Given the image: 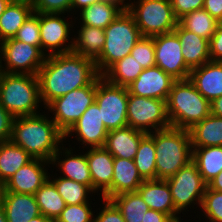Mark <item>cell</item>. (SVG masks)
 I'll list each match as a JSON object with an SVG mask.
<instances>
[{
  "instance_id": "obj_1",
  "label": "cell",
  "mask_w": 222,
  "mask_h": 222,
  "mask_svg": "<svg viewBox=\"0 0 222 222\" xmlns=\"http://www.w3.org/2000/svg\"><path fill=\"white\" fill-rule=\"evenodd\" d=\"M98 75L93 61L73 52L46 56L37 75L41 103L46 108L53 100L89 85Z\"/></svg>"
},
{
  "instance_id": "obj_2",
  "label": "cell",
  "mask_w": 222,
  "mask_h": 222,
  "mask_svg": "<svg viewBox=\"0 0 222 222\" xmlns=\"http://www.w3.org/2000/svg\"><path fill=\"white\" fill-rule=\"evenodd\" d=\"M43 113L14 117L10 140L22 147L32 158L51 161L66 141L50 114H45V110Z\"/></svg>"
},
{
  "instance_id": "obj_3",
  "label": "cell",
  "mask_w": 222,
  "mask_h": 222,
  "mask_svg": "<svg viewBox=\"0 0 222 222\" xmlns=\"http://www.w3.org/2000/svg\"><path fill=\"white\" fill-rule=\"evenodd\" d=\"M0 103L13 117L42 113L38 76L0 71Z\"/></svg>"
},
{
  "instance_id": "obj_4",
  "label": "cell",
  "mask_w": 222,
  "mask_h": 222,
  "mask_svg": "<svg viewBox=\"0 0 222 222\" xmlns=\"http://www.w3.org/2000/svg\"><path fill=\"white\" fill-rule=\"evenodd\" d=\"M171 127L189 130L211 114L210 102L188 79L175 80L166 101Z\"/></svg>"
},
{
  "instance_id": "obj_5",
  "label": "cell",
  "mask_w": 222,
  "mask_h": 222,
  "mask_svg": "<svg viewBox=\"0 0 222 222\" xmlns=\"http://www.w3.org/2000/svg\"><path fill=\"white\" fill-rule=\"evenodd\" d=\"M156 179L166 180L192 161L190 133L169 127L154 131Z\"/></svg>"
},
{
  "instance_id": "obj_6",
  "label": "cell",
  "mask_w": 222,
  "mask_h": 222,
  "mask_svg": "<svg viewBox=\"0 0 222 222\" xmlns=\"http://www.w3.org/2000/svg\"><path fill=\"white\" fill-rule=\"evenodd\" d=\"M105 44L95 62L97 72L103 75L114 63L130 54L142 37L134 17L124 10L105 29Z\"/></svg>"
},
{
  "instance_id": "obj_7",
  "label": "cell",
  "mask_w": 222,
  "mask_h": 222,
  "mask_svg": "<svg viewBox=\"0 0 222 222\" xmlns=\"http://www.w3.org/2000/svg\"><path fill=\"white\" fill-rule=\"evenodd\" d=\"M127 11L134 17L142 37L172 32L179 21L170 0H133Z\"/></svg>"
},
{
  "instance_id": "obj_8",
  "label": "cell",
  "mask_w": 222,
  "mask_h": 222,
  "mask_svg": "<svg viewBox=\"0 0 222 222\" xmlns=\"http://www.w3.org/2000/svg\"><path fill=\"white\" fill-rule=\"evenodd\" d=\"M96 78L87 86L72 90L53 100L45 109L52 113L51 119L65 135L81 115L95 102ZM54 115V116H53Z\"/></svg>"
},
{
  "instance_id": "obj_9",
  "label": "cell",
  "mask_w": 222,
  "mask_h": 222,
  "mask_svg": "<svg viewBox=\"0 0 222 222\" xmlns=\"http://www.w3.org/2000/svg\"><path fill=\"white\" fill-rule=\"evenodd\" d=\"M166 180L171 191L175 209L180 214L182 213L186 216L188 208L197 209L201 207L207 184L203 181L193 161L179 169L173 176ZM195 205L197 207H194Z\"/></svg>"
},
{
  "instance_id": "obj_10",
  "label": "cell",
  "mask_w": 222,
  "mask_h": 222,
  "mask_svg": "<svg viewBox=\"0 0 222 222\" xmlns=\"http://www.w3.org/2000/svg\"><path fill=\"white\" fill-rule=\"evenodd\" d=\"M129 92L127 87L113 85L104 77H96V98L101 120L108 131L128 126L127 102Z\"/></svg>"
},
{
  "instance_id": "obj_11",
  "label": "cell",
  "mask_w": 222,
  "mask_h": 222,
  "mask_svg": "<svg viewBox=\"0 0 222 222\" xmlns=\"http://www.w3.org/2000/svg\"><path fill=\"white\" fill-rule=\"evenodd\" d=\"M45 59L46 55L37 46L14 38L0 43L1 72L38 75Z\"/></svg>"
},
{
  "instance_id": "obj_12",
  "label": "cell",
  "mask_w": 222,
  "mask_h": 222,
  "mask_svg": "<svg viewBox=\"0 0 222 222\" xmlns=\"http://www.w3.org/2000/svg\"><path fill=\"white\" fill-rule=\"evenodd\" d=\"M127 107L128 126L134 129L151 133L171 127L165 100L129 93Z\"/></svg>"
},
{
  "instance_id": "obj_13",
  "label": "cell",
  "mask_w": 222,
  "mask_h": 222,
  "mask_svg": "<svg viewBox=\"0 0 222 222\" xmlns=\"http://www.w3.org/2000/svg\"><path fill=\"white\" fill-rule=\"evenodd\" d=\"M64 15L40 13L41 50L46 56L72 52L73 38L70 36L75 32L72 28L75 29L76 19L73 21L71 16L68 22Z\"/></svg>"
},
{
  "instance_id": "obj_14",
  "label": "cell",
  "mask_w": 222,
  "mask_h": 222,
  "mask_svg": "<svg viewBox=\"0 0 222 222\" xmlns=\"http://www.w3.org/2000/svg\"><path fill=\"white\" fill-rule=\"evenodd\" d=\"M155 65L175 80L188 79L190 69L182 55V45L177 34L172 31L154 36Z\"/></svg>"
},
{
  "instance_id": "obj_15",
  "label": "cell",
  "mask_w": 222,
  "mask_h": 222,
  "mask_svg": "<svg viewBox=\"0 0 222 222\" xmlns=\"http://www.w3.org/2000/svg\"><path fill=\"white\" fill-rule=\"evenodd\" d=\"M108 132L101 120L99 106L94 102L64 135V140L67 141L69 137L73 138L76 135L75 140L81 142L84 149L104 147Z\"/></svg>"
},
{
  "instance_id": "obj_16",
  "label": "cell",
  "mask_w": 222,
  "mask_h": 222,
  "mask_svg": "<svg viewBox=\"0 0 222 222\" xmlns=\"http://www.w3.org/2000/svg\"><path fill=\"white\" fill-rule=\"evenodd\" d=\"M86 151L94 196L97 193L101 197L99 199L110 200L114 157L104 147L88 148Z\"/></svg>"
},
{
  "instance_id": "obj_17",
  "label": "cell",
  "mask_w": 222,
  "mask_h": 222,
  "mask_svg": "<svg viewBox=\"0 0 222 222\" xmlns=\"http://www.w3.org/2000/svg\"><path fill=\"white\" fill-rule=\"evenodd\" d=\"M50 165V161L33 158L4 183L3 192L34 195L49 178Z\"/></svg>"
},
{
  "instance_id": "obj_18",
  "label": "cell",
  "mask_w": 222,
  "mask_h": 222,
  "mask_svg": "<svg viewBox=\"0 0 222 222\" xmlns=\"http://www.w3.org/2000/svg\"><path fill=\"white\" fill-rule=\"evenodd\" d=\"M174 81V78L155 65L144 69L127 89L135 96L167 101Z\"/></svg>"
},
{
  "instance_id": "obj_19",
  "label": "cell",
  "mask_w": 222,
  "mask_h": 222,
  "mask_svg": "<svg viewBox=\"0 0 222 222\" xmlns=\"http://www.w3.org/2000/svg\"><path fill=\"white\" fill-rule=\"evenodd\" d=\"M65 145L66 144H62L60 146L58 151L53 155L50 164L59 169H57L56 172L60 171L59 173L62 174L60 176L87 185L92 190V178L86 153L82 151L77 154L76 151H74L75 148L73 149L70 147V142L68 144L69 147H66Z\"/></svg>"
},
{
  "instance_id": "obj_20",
  "label": "cell",
  "mask_w": 222,
  "mask_h": 222,
  "mask_svg": "<svg viewBox=\"0 0 222 222\" xmlns=\"http://www.w3.org/2000/svg\"><path fill=\"white\" fill-rule=\"evenodd\" d=\"M137 192L149 209L167 214L175 222H183L181 219L183 216L175 209L167 180H144Z\"/></svg>"
},
{
  "instance_id": "obj_21",
  "label": "cell",
  "mask_w": 222,
  "mask_h": 222,
  "mask_svg": "<svg viewBox=\"0 0 222 222\" xmlns=\"http://www.w3.org/2000/svg\"><path fill=\"white\" fill-rule=\"evenodd\" d=\"M189 80L210 103L222 96V62L209 61L190 71Z\"/></svg>"
},
{
  "instance_id": "obj_22",
  "label": "cell",
  "mask_w": 222,
  "mask_h": 222,
  "mask_svg": "<svg viewBox=\"0 0 222 222\" xmlns=\"http://www.w3.org/2000/svg\"><path fill=\"white\" fill-rule=\"evenodd\" d=\"M147 133L126 126L108 132L104 148L113 156L133 160L141 139Z\"/></svg>"
},
{
  "instance_id": "obj_23",
  "label": "cell",
  "mask_w": 222,
  "mask_h": 222,
  "mask_svg": "<svg viewBox=\"0 0 222 222\" xmlns=\"http://www.w3.org/2000/svg\"><path fill=\"white\" fill-rule=\"evenodd\" d=\"M182 45V55L187 67L192 70L210 60L209 40L198 36L194 32L185 30L179 23L173 30Z\"/></svg>"
},
{
  "instance_id": "obj_24",
  "label": "cell",
  "mask_w": 222,
  "mask_h": 222,
  "mask_svg": "<svg viewBox=\"0 0 222 222\" xmlns=\"http://www.w3.org/2000/svg\"><path fill=\"white\" fill-rule=\"evenodd\" d=\"M1 206L7 222H28L40 215V209L32 194L3 192Z\"/></svg>"
},
{
  "instance_id": "obj_25",
  "label": "cell",
  "mask_w": 222,
  "mask_h": 222,
  "mask_svg": "<svg viewBox=\"0 0 222 222\" xmlns=\"http://www.w3.org/2000/svg\"><path fill=\"white\" fill-rule=\"evenodd\" d=\"M73 37L72 52L93 61L100 58L105 44L104 29L81 25Z\"/></svg>"
},
{
  "instance_id": "obj_26",
  "label": "cell",
  "mask_w": 222,
  "mask_h": 222,
  "mask_svg": "<svg viewBox=\"0 0 222 222\" xmlns=\"http://www.w3.org/2000/svg\"><path fill=\"white\" fill-rule=\"evenodd\" d=\"M143 182L133 160L114 157L111 198L125 192H137Z\"/></svg>"
},
{
  "instance_id": "obj_27",
  "label": "cell",
  "mask_w": 222,
  "mask_h": 222,
  "mask_svg": "<svg viewBox=\"0 0 222 222\" xmlns=\"http://www.w3.org/2000/svg\"><path fill=\"white\" fill-rule=\"evenodd\" d=\"M124 10L125 9L117 3L101 0L83 8L78 12L80 15L74 18L78 20L79 17L78 25L81 24L84 26L105 29Z\"/></svg>"
},
{
  "instance_id": "obj_28",
  "label": "cell",
  "mask_w": 222,
  "mask_h": 222,
  "mask_svg": "<svg viewBox=\"0 0 222 222\" xmlns=\"http://www.w3.org/2000/svg\"><path fill=\"white\" fill-rule=\"evenodd\" d=\"M188 131L192 147L222 146V117L210 114Z\"/></svg>"
},
{
  "instance_id": "obj_29",
  "label": "cell",
  "mask_w": 222,
  "mask_h": 222,
  "mask_svg": "<svg viewBox=\"0 0 222 222\" xmlns=\"http://www.w3.org/2000/svg\"><path fill=\"white\" fill-rule=\"evenodd\" d=\"M33 12L32 3L12 0L0 16V43L6 39L14 38Z\"/></svg>"
},
{
  "instance_id": "obj_30",
  "label": "cell",
  "mask_w": 222,
  "mask_h": 222,
  "mask_svg": "<svg viewBox=\"0 0 222 222\" xmlns=\"http://www.w3.org/2000/svg\"><path fill=\"white\" fill-rule=\"evenodd\" d=\"M33 158L11 140L0 142V181L4 184Z\"/></svg>"
},
{
  "instance_id": "obj_31",
  "label": "cell",
  "mask_w": 222,
  "mask_h": 222,
  "mask_svg": "<svg viewBox=\"0 0 222 222\" xmlns=\"http://www.w3.org/2000/svg\"><path fill=\"white\" fill-rule=\"evenodd\" d=\"M192 161L208 184L222 171V146L192 147Z\"/></svg>"
},
{
  "instance_id": "obj_32",
  "label": "cell",
  "mask_w": 222,
  "mask_h": 222,
  "mask_svg": "<svg viewBox=\"0 0 222 222\" xmlns=\"http://www.w3.org/2000/svg\"><path fill=\"white\" fill-rule=\"evenodd\" d=\"M144 70L131 54L114 63L103 75L109 83L127 87Z\"/></svg>"
},
{
  "instance_id": "obj_33",
  "label": "cell",
  "mask_w": 222,
  "mask_h": 222,
  "mask_svg": "<svg viewBox=\"0 0 222 222\" xmlns=\"http://www.w3.org/2000/svg\"><path fill=\"white\" fill-rule=\"evenodd\" d=\"M154 132L147 133L140 141L133 159L139 175L143 180L156 179V152Z\"/></svg>"
},
{
  "instance_id": "obj_34",
  "label": "cell",
  "mask_w": 222,
  "mask_h": 222,
  "mask_svg": "<svg viewBox=\"0 0 222 222\" xmlns=\"http://www.w3.org/2000/svg\"><path fill=\"white\" fill-rule=\"evenodd\" d=\"M34 196L41 214L50 218L52 221L58 218L66 206L64 199L49 178L35 192Z\"/></svg>"
},
{
  "instance_id": "obj_35",
  "label": "cell",
  "mask_w": 222,
  "mask_h": 222,
  "mask_svg": "<svg viewBox=\"0 0 222 222\" xmlns=\"http://www.w3.org/2000/svg\"><path fill=\"white\" fill-rule=\"evenodd\" d=\"M50 175L51 174H49V179L55 185L58 193L62 196L66 205L92 202L91 198L93 195L91 194L94 192L87 185L64 178L62 176L56 177L57 173H55L54 176Z\"/></svg>"
},
{
  "instance_id": "obj_36",
  "label": "cell",
  "mask_w": 222,
  "mask_h": 222,
  "mask_svg": "<svg viewBox=\"0 0 222 222\" xmlns=\"http://www.w3.org/2000/svg\"><path fill=\"white\" fill-rule=\"evenodd\" d=\"M110 200L121 211L125 222H142L149 209L138 192L121 193Z\"/></svg>"
},
{
  "instance_id": "obj_37",
  "label": "cell",
  "mask_w": 222,
  "mask_h": 222,
  "mask_svg": "<svg viewBox=\"0 0 222 222\" xmlns=\"http://www.w3.org/2000/svg\"><path fill=\"white\" fill-rule=\"evenodd\" d=\"M178 23L185 30L194 32L207 40L211 39L219 24L205 9L194 10L186 14Z\"/></svg>"
},
{
  "instance_id": "obj_38",
  "label": "cell",
  "mask_w": 222,
  "mask_h": 222,
  "mask_svg": "<svg viewBox=\"0 0 222 222\" xmlns=\"http://www.w3.org/2000/svg\"><path fill=\"white\" fill-rule=\"evenodd\" d=\"M200 208L201 211L197 213L202 212L201 215L206 218V222H222V191L206 187Z\"/></svg>"
},
{
  "instance_id": "obj_39",
  "label": "cell",
  "mask_w": 222,
  "mask_h": 222,
  "mask_svg": "<svg viewBox=\"0 0 222 222\" xmlns=\"http://www.w3.org/2000/svg\"><path fill=\"white\" fill-rule=\"evenodd\" d=\"M14 39L41 49L40 13L33 12L17 31Z\"/></svg>"
},
{
  "instance_id": "obj_40",
  "label": "cell",
  "mask_w": 222,
  "mask_h": 222,
  "mask_svg": "<svg viewBox=\"0 0 222 222\" xmlns=\"http://www.w3.org/2000/svg\"><path fill=\"white\" fill-rule=\"evenodd\" d=\"M92 203L66 205L54 222H94ZM94 211V212H93Z\"/></svg>"
},
{
  "instance_id": "obj_41",
  "label": "cell",
  "mask_w": 222,
  "mask_h": 222,
  "mask_svg": "<svg viewBox=\"0 0 222 222\" xmlns=\"http://www.w3.org/2000/svg\"><path fill=\"white\" fill-rule=\"evenodd\" d=\"M130 54L144 69L155 66L154 37H141Z\"/></svg>"
},
{
  "instance_id": "obj_42",
  "label": "cell",
  "mask_w": 222,
  "mask_h": 222,
  "mask_svg": "<svg viewBox=\"0 0 222 222\" xmlns=\"http://www.w3.org/2000/svg\"><path fill=\"white\" fill-rule=\"evenodd\" d=\"M32 6L35 13H56L67 14V17L72 16L71 0H35Z\"/></svg>"
},
{
  "instance_id": "obj_43",
  "label": "cell",
  "mask_w": 222,
  "mask_h": 222,
  "mask_svg": "<svg viewBox=\"0 0 222 222\" xmlns=\"http://www.w3.org/2000/svg\"><path fill=\"white\" fill-rule=\"evenodd\" d=\"M100 202L103 206L97 208L99 213L94 214V222H125L121 211L111 200L103 199Z\"/></svg>"
},
{
  "instance_id": "obj_44",
  "label": "cell",
  "mask_w": 222,
  "mask_h": 222,
  "mask_svg": "<svg viewBox=\"0 0 222 222\" xmlns=\"http://www.w3.org/2000/svg\"><path fill=\"white\" fill-rule=\"evenodd\" d=\"M174 14L178 20L194 10L203 9L204 0H170Z\"/></svg>"
},
{
  "instance_id": "obj_45",
  "label": "cell",
  "mask_w": 222,
  "mask_h": 222,
  "mask_svg": "<svg viewBox=\"0 0 222 222\" xmlns=\"http://www.w3.org/2000/svg\"><path fill=\"white\" fill-rule=\"evenodd\" d=\"M209 53L211 61L222 62V22H219L214 35L209 40Z\"/></svg>"
},
{
  "instance_id": "obj_46",
  "label": "cell",
  "mask_w": 222,
  "mask_h": 222,
  "mask_svg": "<svg viewBox=\"0 0 222 222\" xmlns=\"http://www.w3.org/2000/svg\"><path fill=\"white\" fill-rule=\"evenodd\" d=\"M13 120L14 117L0 103V142L10 140Z\"/></svg>"
},
{
  "instance_id": "obj_47",
  "label": "cell",
  "mask_w": 222,
  "mask_h": 222,
  "mask_svg": "<svg viewBox=\"0 0 222 222\" xmlns=\"http://www.w3.org/2000/svg\"><path fill=\"white\" fill-rule=\"evenodd\" d=\"M203 9L218 22H222V0H204Z\"/></svg>"
},
{
  "instance_id": "obj_48",
  "label": "cell",
  "mask_w": 222,
  "mask_h": 222,
  "mask_svg": "<svg viewBox=\"0 0 222 222\" xmlns=\"http://www.w3.org/2000/svg\"><path fill=\"white\" fill-rule=\"evenodd\" d=\"M142 222H175L169 215L148 209Z\"/></svg>"
},
{
  "instance_id": "obj_49",
  "label": "cell",
  "mask_w": 222,
  "mask_h": 222,
  "mask_svg": "<svg viewBox=\"0 0 222 222\" xmlns=\"http://www.w3.org/2000/svg\"><path fill=\"white\" fill-rule=\"evenodd\" d=\"M101 0H71V15L77 14L83 8H86L93 3L99 2ZM77 9V10H76ZM75 12V13H74Z\"/></svg>"
},
{
  "instance_id": "obj_50",
  "label": "cell",
  "mask_w": 222,
  "mask_h": 222,
  "mask_svg": "<svg viewBox=\"0 0 222 222\" xmlns=\"http://www.w3.org/2000/svg\"><path fill=\"white\" fill-rule=\"evenodd\" d=\"M211 106V114L222 117V96L218 97L217 99L213 100L210 103Z\"/></svg>"
},
{
  "instance_id": "obj_51",
  "label": "cell",
  "mask_w": 222,
  "mask_h": 222,
  "mask_svg": "<svg viewBox=\"0 0 222 222\" xmlns=\"http://www.w3.org/2000/svg\"><path fill=\"white\" fill-rule=\"evenodd\" d=\"M207 187L211 190L222 191V171L207 184Z\"/></svg>"
},
{
  "instance_id": "obj_52",
  "label": "cell",
  "mask_w": 222,
  "mask_h": 222,
  "mask_svg": "<svg viewBox=\"0 0 222 222\" xmlns=\"http://www.w3.org/2000/svg\"><path fill=\"white\" fill-rule=\"evenodd\" d=\"M28 222H53V221L50 218L40 214V215L36 216L35 218H32Z\"/></svg>"
},
{
  "instance_id": "obj_53",
  "label": "cell",
  "mask_w": 222,
  "mask_h": 222,
  "mask_svg": "<svg viewBox=\"0 0 222 222\" xmlns=\"http://www.w3.org/2000/svg\"><path fill=\"white\" fill-rule=\"evenodd\" d=\"M104 1L117 3V4L121 5L125 10H127L131 0H104ZM126 1H127V3H126Z\"/></svg>"
},
{
  "instance_id": "obj_54",
  "label": "cell",
  "mask_w": 222,
  "mask_h": 222,
  "mask_svg": "<svg viewBox=\"0 0 222 222\" xmlns=\"http://www.w3.org/2000/svg\"><path fill=\"white\" fill-rule=\"evenodd\" d=\"M12 0H0V16Z\"/></svg>"
},
{
  "instance_id": "obj_55",
  "label": "cell",
  "mask_w": 222,
  "mask_h": 222,
  "mask_svg": "<svg viewBox=\"0 0 222 222\" xmlns=\"http://www.w3.org/2000/svg\"><path fill=\"white\" fill-rule=\"evenodd\" d=\"M0 222H7L4 208L0 205Z\"/></svg>"
},
{
  "instance_id": "obj_56",
  "label": "cell",
  "mask_w": 222,
  "mask_h": 222,
  "mask_svg": "<svg viewBox=\"0 0 222 222\" xmlns=\"http://www.w3.org/2000/svg\"><path fill=\"white\" fill-rule=\"evenodd\" d=\"M3 191H4V184L0 181V205L2 202Z\"/></svg>"
},
{
  "instance_id": "obj_57",
  "label": "cell",
  "mask_w": 222,
  "mask_h": 222,
  "mask_svg": "<svg viewBox=\"0 0 222 222\" xmlns=\"http://www.w3.org/2000/svg\"><path fill=\"white\" fill-rule=\"evenodd\" d=\"M21 1H25V2H29V3H33L35 0H21Z\"/></svg>"
}]
</instances>
